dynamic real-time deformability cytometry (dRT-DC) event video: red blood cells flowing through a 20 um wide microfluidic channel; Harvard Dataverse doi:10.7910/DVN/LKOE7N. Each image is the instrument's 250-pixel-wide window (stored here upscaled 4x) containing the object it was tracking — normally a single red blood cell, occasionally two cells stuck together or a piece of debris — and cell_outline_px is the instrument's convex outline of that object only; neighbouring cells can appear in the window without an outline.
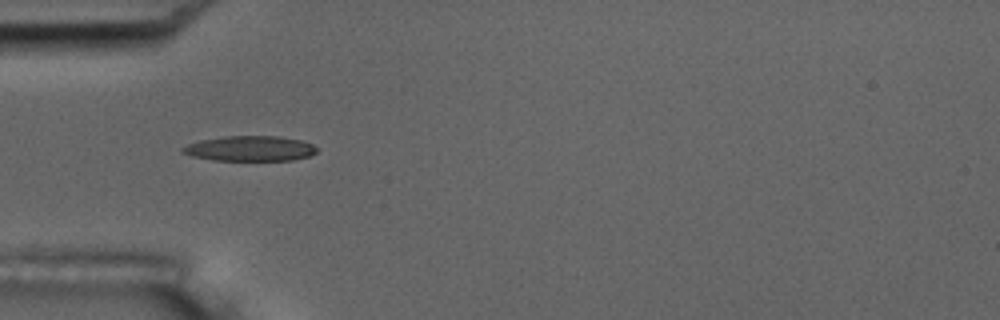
{"species": "common noctule bat (a hibernating species)", "species_latin": "Nyctalus noctula", "temperature_condition": "room temperature", "stored_images_in_passage": 39, "camera_frame_rate_fps": 3000, "um_per_image_px": 0.085, "animal": {"sex": "male", "body_mass_g": 17.5, "forearm_length_mm": 52.3}, "frame": {"image": 1, "passage_image": 1, "time_ms": 0.0, "image_size_px": [1000, 320], "cell_outline_px": [[316, 152], [308, 156], [292, 160], [212, 160], [192, 156], [180, 152], [180, 148], [188, 144], [200, 140], [224, 136], [276, 136], [300, 140], [312, 144], [316, 148]], "centroid_in_image_um": [21.19, 12.62], "position_along_channel_um": 63.8, "area_um2": 19.59}, "authors_computed_cell_mechanics": {"area_um2": 19.5942, "velocity_mm_per_s": 3.6914, "shape_relaxation_time_tau1_ms": 5.1584, "shape_relaxation_time_tau2_ms": 7.7892, "deformation_change_tau1": 0.153, "deformation_change_tau2": 0.1694}}